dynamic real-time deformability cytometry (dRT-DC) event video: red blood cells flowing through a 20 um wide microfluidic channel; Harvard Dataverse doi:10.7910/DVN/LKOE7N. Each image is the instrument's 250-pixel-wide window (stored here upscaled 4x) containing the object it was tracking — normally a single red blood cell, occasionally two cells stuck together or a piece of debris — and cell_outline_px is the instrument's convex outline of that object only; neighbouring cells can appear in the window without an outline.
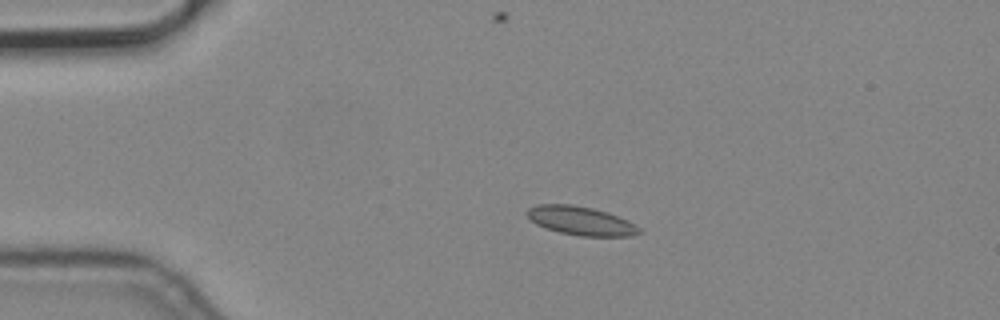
{"species": "common noctule bat (a hibernating species)", "species_latin": "Nyctalus noctula", "temperature_condition": "cold", "stored_images_in_passage": 6, "camera_frame_rate_fps": 3000, "um_per_image_px": 0.085, "animal": {"sex": "male", "body_mass_g": 19.2, "forearm_length_mm": 51.8}, "frame": {"image": 1, "passage_image": 3, "time_ms": 0.667, "image_size_px": [1000, 320], "cell_outline_px": [[640, 232], [632, 236], [580, 236], [560, 232], [536, 224], [528, 216], [528, 208], [536, 204], [572, 204], [592, 208], [628, 220], [636, 224], [640, 228]], "centroid_in_image_um": [49.38, 18.76], "position_along_channel_um": 35.6, "area_um2": 18.5}}
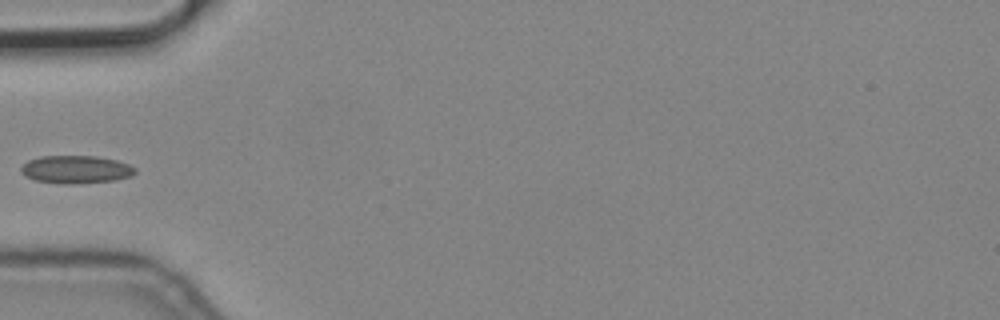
{"frame": {"image": 2, "passage_image": 5, "time_ms": 1.333, "image_size_px": [1000, 320], "cell_outline_px": [[136, 172], [132, 176], [116, 180], [72, 184], [64, 184], [36, 180], [24, 176], [20, 172], [20, 168], [28, 160], [40, 156], [96, 156], [116, 160], [128, 164], [136, 168]], "centroid_in_image_um": [6.45, 14.4], "position_along_channel_um": 78.5, "area_um2": 18.61}}
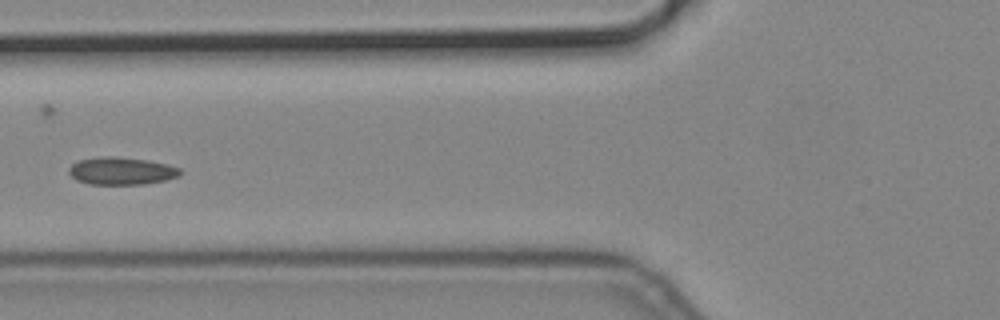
{"frame": {"image": 3, "passage_image": 6, "time_ms": 1.667, "image_size_px": [1000, 320], "cell_outline_px": [[180, 176], [164, 180], [144, 184], [88, 184], [76, 180], [68, 172], [68, 168], [72, 164], [80, 160], [104, 156], [116, 156], [148, 160], [168, 164], [180, 168]], "centroid_in_image_um": [10.32, 14.53], "position_along_channel_um": 115.5, "area_um2": 17.86}}